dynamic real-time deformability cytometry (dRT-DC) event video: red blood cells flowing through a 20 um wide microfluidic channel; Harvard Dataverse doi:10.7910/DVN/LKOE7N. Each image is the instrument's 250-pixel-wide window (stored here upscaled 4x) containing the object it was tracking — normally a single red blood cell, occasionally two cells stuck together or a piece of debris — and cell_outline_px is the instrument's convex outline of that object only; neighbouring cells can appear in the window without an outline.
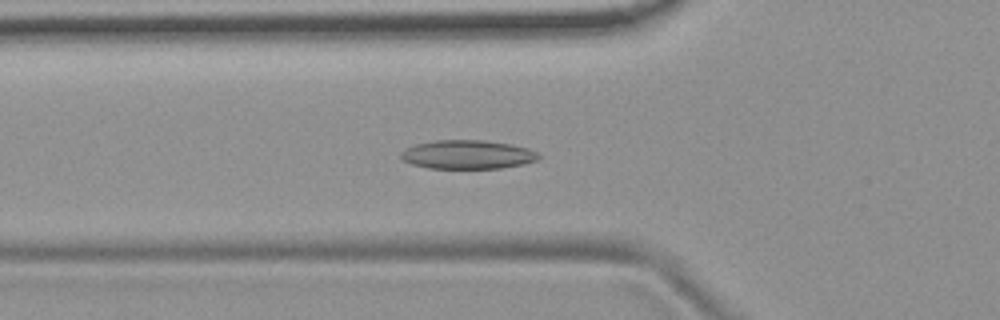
{"species": "common noctule bat (a hibernating species)", "species_latin": "Nyctalus noctula", "temperature_condition": "room temperature", "stored_images_in_passage": 38, "camera_frame_rate_fps": 3000, "um_per_image_px": 0.085, "animal": {"sex": "female", "body_mass_g": 19.9}, "frame": {"image": 1, "passage_image": 3, "time_ms": 0.667, "image_size_px": [1000, 320], "cell_outline_px": [[540, 156], [536, 160], [524, 164], [500, 168], [428, 168], [412, 164], [400, 160], [400, 152], [404, 148], [416, 144], [432, 140], [484, 140], [512, 144], [528, 148], [536, 152]], "centroid_in_image_um": [39.69, 13.13], "position_along_channel_um": 86.1, "area_um2": 23.29}}
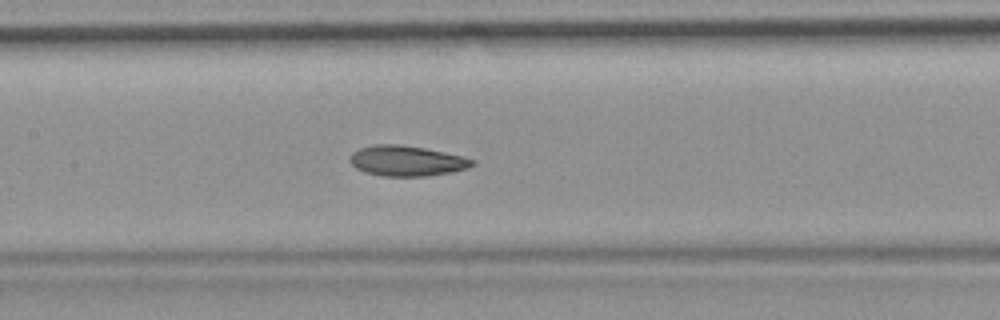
{"frame": {"image": 2, "passage_image": 10, "time_ms": 3.0, "image_size_px": [1000, 320], "cell_outline_px": [[476, 164], [468, 168], [452, 172], [428, 176], [380, 176], [364, 172], [356, 168], [348, 160], [348, 156], [352, 152], [360, 148], [376, 144], [396, 144], [424, 148], [464, 156], [476, 160]], "centroid_in_image_um": [34.57, 13.68], "position_along_channel_um": 172.8, "area_um2": 21.91}}
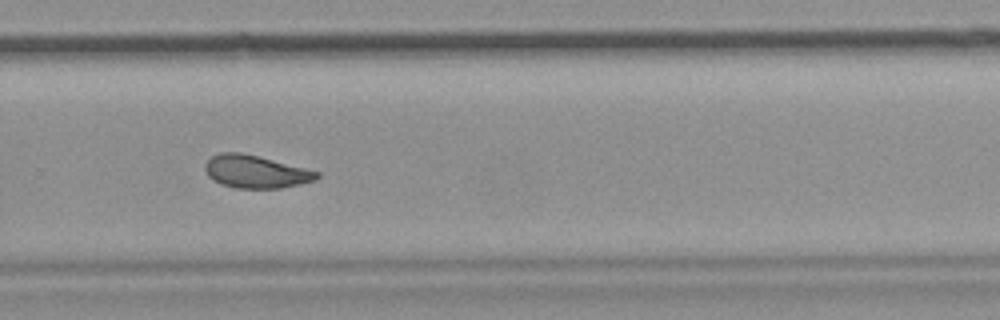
{"frame": {"image": 3, "passage_image": 21, "time_ms": 6.667, "image_size_px": [1000, 320], "cell_outline_px": [[320, 176], [316, 180], [300, 184], [280, 188], [236, 188], [220, 184], [212, 180], [208, 176], [204, 168], [204, 164], [212, 156], [220, 152], [240, 152], [320, 172]], "centroid_in_image_um": [21.7, 14.6], "position_along_channel_um": 308.1, "area_um2": 21.21}, "authors_computed_cell_mechanics": {"area_um2": 21.5883, "velocity_mm_per_s": 3.7118, "shape_relaxation_time_tau1_ms": 8.7363, "shape_relaxation_time_tau2_ms": 2.9766, "deformation_change_tau1": 0.1717, "deformation_change_tau2": 0.0815}}